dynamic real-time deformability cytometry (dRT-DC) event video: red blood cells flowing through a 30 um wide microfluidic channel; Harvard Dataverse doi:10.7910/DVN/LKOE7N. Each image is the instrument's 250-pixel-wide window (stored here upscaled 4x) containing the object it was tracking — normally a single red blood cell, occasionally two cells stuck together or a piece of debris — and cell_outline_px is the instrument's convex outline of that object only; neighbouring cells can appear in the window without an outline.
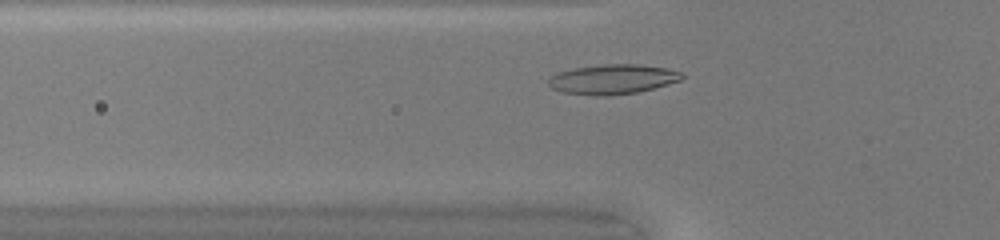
{"species": "common noctule bat (a hibernating species)", "species_latin": "Nyctalus noctula", "temperature_condition": "warm", "stored_images_in_passage": 33, "camera_frame_rate_fps": 3000, "um_per_image_px": 0.085, "animal": {"sex": "female", "body_mass_g": 20.0, "forearm_length_mm": 54.0}, "frame": {"image": 1, "passage_image": 6, "time_ms": 1.667, "image_size_px": [1000, 240], "cell_outline_px": [[684, 76], [680, 80], [668, 84], [636, 92], [608, 96], [596, 96], [560, 92], [552, 88], [548, 84], [548, 80], [556, 72], [572, 68], [604, 64], [640, 64], [664, 68], [684, 72]], "centroid_in_image_um": [52.04, 6.73], "position_along_channel_um": 73.8, "area_um2": 23.24}}
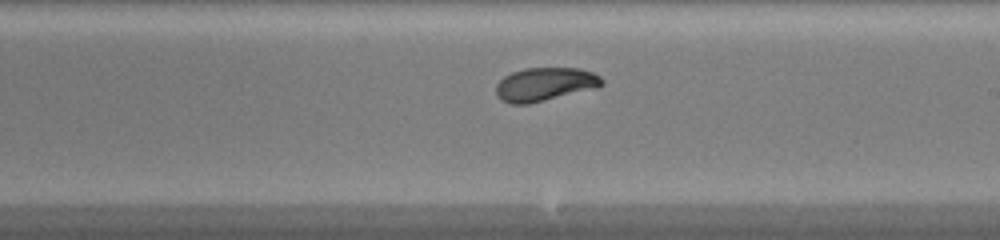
{"frame": {"image": 2, "passage_image": 18, "time_ms": 5.667, "image_size_px": [1000, 240], "cell_outline_px": [[604, 84], [600, 88], [528, 104], [508, 104], [500, 100], [496, 96], [496, 84], [504, 76], [512, 72], [524, 68], [580, 68], [592, 72], [600, 76], [604, 80]], "centroid_in_image_um": [46.34, 7.17], "position_along_channel_um": 242.7, "area_um2": 21.1}}
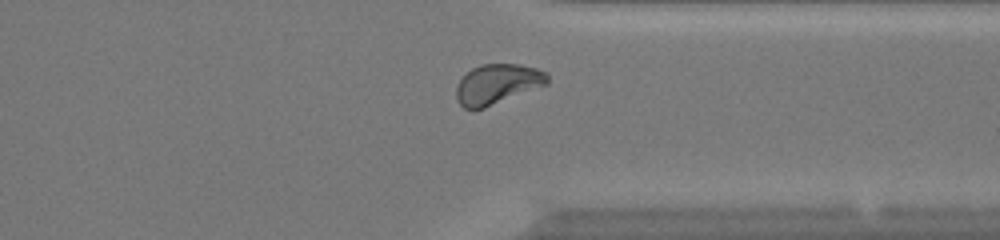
{"frame": {"image": 3, "passage_image": 27, "time_ms": 8.667, "image_size_px": [1000, 240], "cell_outline_px": [[548, 84], [484, 108], [472, 112], [464, 108], [456, 100], [456, 84], [472, 68], [480, 64], [520, 64], [536, 68], [548, 72]], "centroid_in_image_um": [42.26, 7.16], "position_along_channel_um": 369.1, "area_um2": 21.5}, "authors_computed_cell_mechanics": {"area_um2": 20.4612, "velocity_mm_per_s": 4.233, "shape_relaxation_time_tau1_ms": 3.2498, "shape_relaxation_time_tau2_ms": 2.7814, "deformation_change_tau1": 0.1324, "deformation_change_tau2": 0.0489}}